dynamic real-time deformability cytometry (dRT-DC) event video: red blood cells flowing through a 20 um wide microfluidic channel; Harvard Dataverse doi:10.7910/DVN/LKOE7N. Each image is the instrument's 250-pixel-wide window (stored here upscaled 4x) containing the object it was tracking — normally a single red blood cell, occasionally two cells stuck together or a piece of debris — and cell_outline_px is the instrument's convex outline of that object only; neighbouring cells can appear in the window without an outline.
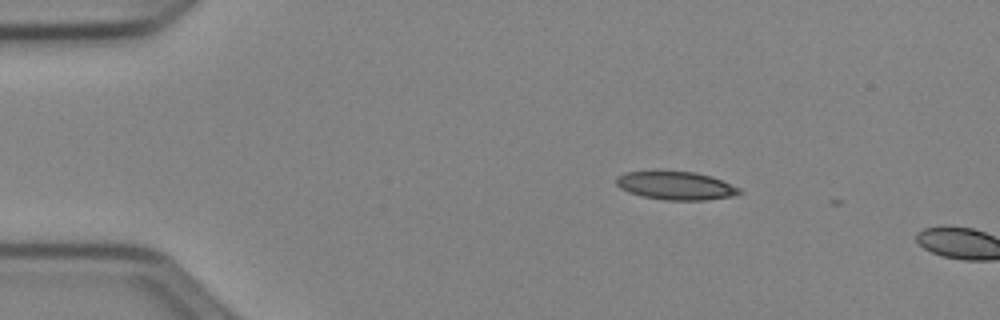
{"species": "Egyptian fruit bat (a non-hibernating species)", "species_latin": "Rousettus aegyptiacus", "temperature_condition": "cold", "stored_images_in_passage": 4, "camera_frame_rate_fps": 3000, "um_per_image_px": 0.085, "animal": {"sex": "female"}, "frame": {"image": 1, "passage_image": 1, "time_ms": 0.0, "image_size_px": [1000, 320], "cell_outline_px": [[744, 192], [736, 196], [704, 200], [664, 200], [640, 196], [628, 192], [620, 188], [616, 184], [616, 176], [624, 172], [656, 168], [696, 172], [712, 176], [740, 188]], "centroid_in_image_um": [57.4, 15.73], "position_along_channel_um": 27.6, "area_um2": 21.39}}